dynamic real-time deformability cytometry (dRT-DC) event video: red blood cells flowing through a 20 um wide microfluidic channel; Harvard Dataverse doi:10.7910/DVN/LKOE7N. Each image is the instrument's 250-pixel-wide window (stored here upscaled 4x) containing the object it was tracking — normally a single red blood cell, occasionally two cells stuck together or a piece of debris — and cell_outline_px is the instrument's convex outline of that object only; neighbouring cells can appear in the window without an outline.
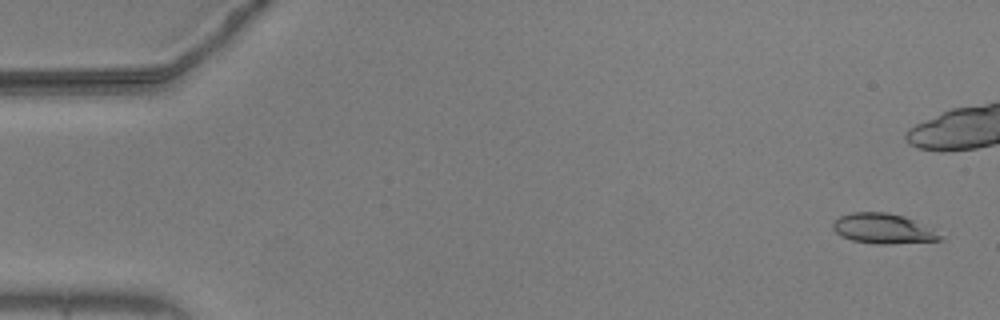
{"species": "common noctule bat (a hibernating species)", "species_latin": "Nyctalus noctula", "temperature_condition": "warm", "stored_images_in_passage": 43, "camera_frame_rate_fps": 3000, "um_per_image_px": 0.085, "animal": {"sex": "male", "body_mass_g": 20.5, "forearm_length_mm": 52.5}, "frame": {"image": 1, "passage_image": 2, "time_ms": 0.333, "image_size_px": [1000, 320], "cell_outline_px": [[944, 240], [892, 244], [876, 244], [852, 240], [840, 236], [832, 228], [832, 224], [840, 216], [852, 212], [888, 212], [904, 216], [944, 236]], "centroid_in_image_um": [75.04, 19.44], "position_along_channel_um": 10.0, "area_um2": 18.67}}
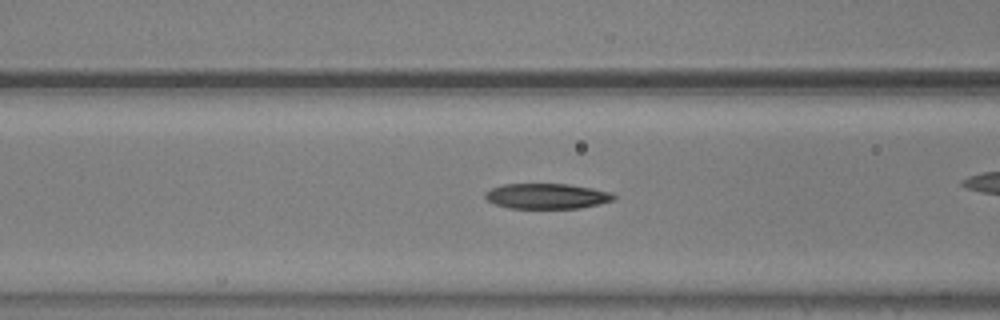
{"frame": {"image": 2, "passage_image": 22, "time_ms": 7.0, "image_size_px": [1000, 320], "cell_outline_px": [[616, 200], [600, 204], [580, 208], [508, 208], [496, 204], [488, 200], [484, 196], [484, 192], [492, 188], [504, 184], [568, 184], [592, 188], [612, 192], [616, 196]], "centroid_in_image_um": [46.52, 16.67], "position_along_channel_um": 120.1, "area_um2": 19.07}}
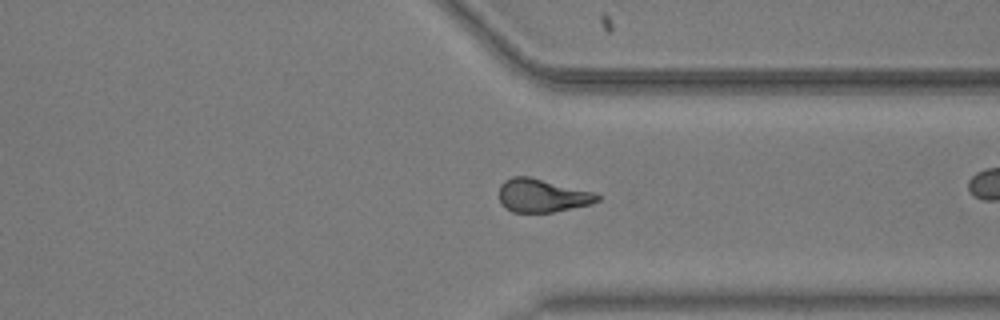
{"frame": {"image": 3, "passage_image": 42, "time_ms": 13.667, "image_size_px": [1000, 320], "cell_outline_px": [[600, 200], [592, 204], [552, 212], [512, 212], [504, 208], [500, 200], [500, 184], [504, 180], [512, 176], [528, 176], [592, 192], [600, 196]], "centroid_in_image_um": [46.05, 16.63], "position_along_channel_um": 365.3, "area_um2": 18.9}}